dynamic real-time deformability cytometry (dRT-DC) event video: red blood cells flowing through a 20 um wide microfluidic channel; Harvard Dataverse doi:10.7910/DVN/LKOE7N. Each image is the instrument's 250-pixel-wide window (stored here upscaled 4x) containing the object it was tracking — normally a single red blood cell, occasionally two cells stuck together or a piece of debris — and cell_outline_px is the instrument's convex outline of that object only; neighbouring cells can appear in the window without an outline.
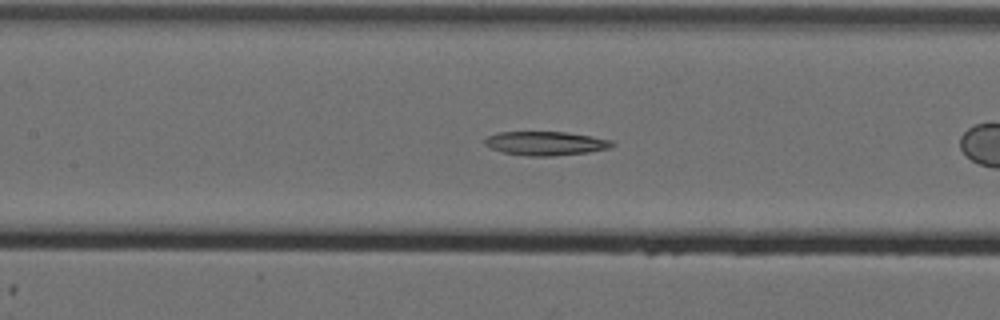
{"species": "Egyptian fruit bat (a non-hibernating species)", "species_latin": "Rousettus aegyptiacus", "temperature_condition": "cold", "stored_images_in_passage": 41, "camera_frame_rate_fps": 3000, "um_per_image_px": 0.085, "animal": {"sex": "female"}, "frame": {"image": 1, "passage_image": 11, "time_ms": 3.333, "image_size_px": [1000, 320], "cell_outline_px": [[616, 144], [608, 148], [588, 152], [552, 156], [528, 156], [504, 152], [492, 148], [484, 144], [484, 140], [488, 136], [496, 132], [568, 132], [592, 136], [612, 140]], "centroid_in_image_um": [46.39, 12.18], "position_along_channel_um": 161.0, "area_um2": 17.69}}
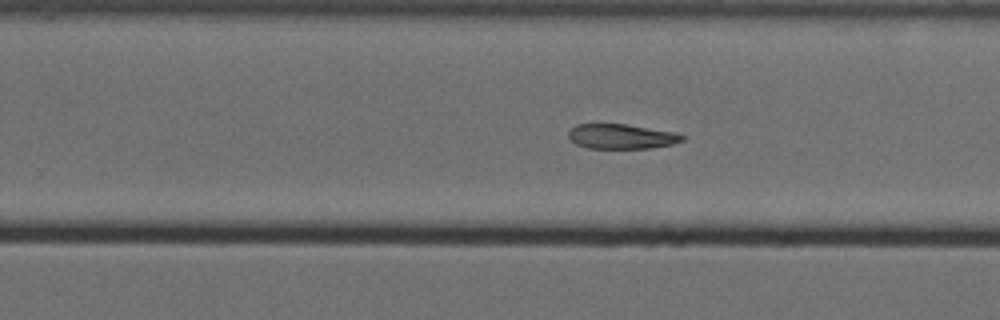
{"frame": {"image": 2, "passage_image": 21, "time_ms": 6.667, "image_size_px": [1000, 320], "cell_outline_px": [[684, 140], [672, 144], [652, 148], [588, 148], [576, 144], [568, 136], [568, 132], [576, 124], [624, 124], [672, 132], [684, 136]], "centroid_in_image_um": [52.79, 11.6], "position_along_channel_um": 277.0, "area_um2": 16.18}}
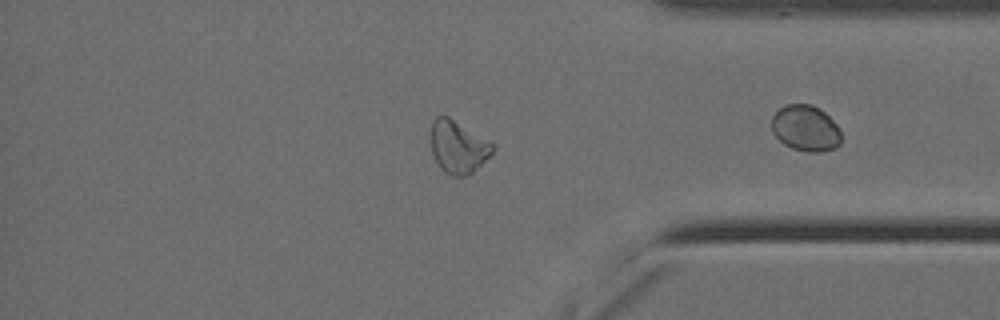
{"frame": {"image": 3, "passage_image": 32, "time_ms": 10.333, "image_size_px": [1000, 320], "cell_outline_px": [[496, 148], [472, 172], [464, 176], [452, 176], [444, 172], [440, 168], [432, 152], [428, 136], [432, 120], [436, 116], [448, 116], [492, 140], [496, 144]], "centroid_in_image_um": [38.92, 12.44], "position_along_channel_um": 396.3, "area_um2": 19.48}}